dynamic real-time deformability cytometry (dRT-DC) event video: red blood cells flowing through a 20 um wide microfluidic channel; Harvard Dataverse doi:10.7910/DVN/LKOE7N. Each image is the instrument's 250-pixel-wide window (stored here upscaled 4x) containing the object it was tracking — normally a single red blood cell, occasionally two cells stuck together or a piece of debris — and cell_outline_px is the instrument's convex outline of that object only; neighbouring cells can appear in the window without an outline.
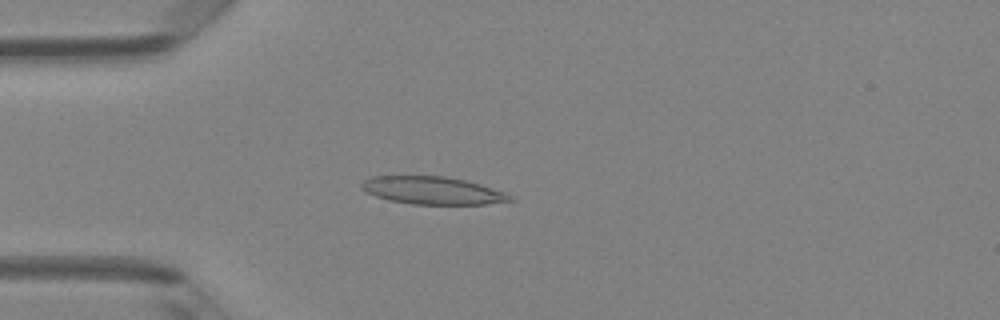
{"species": "Egyptian fruit bat (a non-hibernating species)", "species_latin": "Rousettus aegyptiacus", "temperature_condition": "room temperature", "stored_images_in_passage": 48, "camera_frame_rate_fps": 3000, "um_per_image_px": 0.085, "animal": {"sex": "female"}, "frame": {"image": 1, "passage_image": 13, "time_ms": 4.0, "image_size_px": [1000, 320], "cell_outline_px": [[516, 200], [488, 204], [412, 204], [388, 200], [376, 196], [360, 188], [360, 184], [364, 180], [372, 176], [444, 176], [464, 180], [480, 184], [504, 192], [512, 196]], "centroid_in_image_um": [36.77, 16.19], "position_along_channel_um": 48.2, "area_um2": 23.87}}
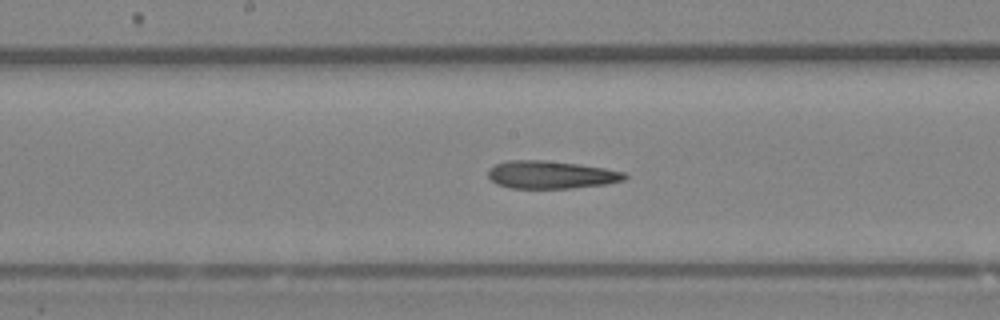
{"frame": {"image": 2, "passage_image": 25, "time_ms": 8.0, "image_size_px": [1000, 320], "cell_outline_px": [[628, 176], [624, 180], [604, 184], [572, 188], [508, 188], [496, 184], [488, 176], [488, 172], [496, 164], [508, 160], [544, 160], [576, 164], [604, 168], [624, 172]], "centroid_in_image_um": [46.82, 14.86], "position_along_channel_um": 201.4, "area_um2": 21.91}}
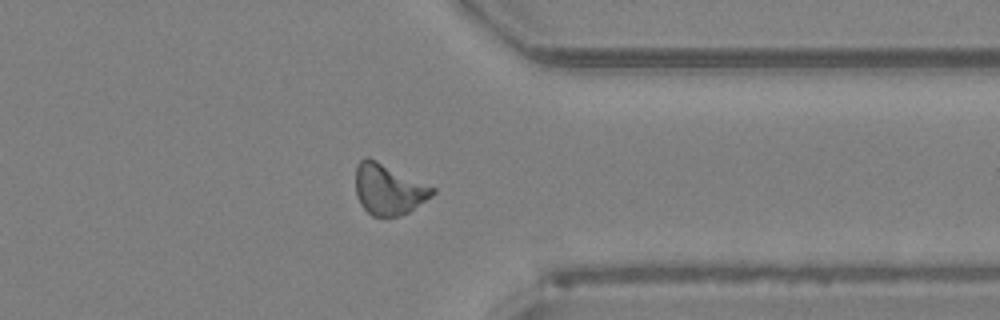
{"frame": {"image": 3, "passage_image": 38, "time_ms": 12.333, "image_size_px": [1000, 320], "cell_outline_px": [[436, 192], [432, 196], [408, 212], [400, 216], [372, 216], [360, 204], [356, 196], [356, 164], [364, 156], [368, 156], [436, 188]], "centroid_in_image_um": [33.01, 16.08], "position_along_channel_um": 378.4, "area_um2": 22.77}, "authors_computed_cell_mechanics": {"area_um2": 22.7732, "velocity_mm_per_s": 4.2001, "shape_relaxation_time_tau1_ms": 6.2863, "shape_relaxation_time_tau2_ms": 3.3195, "deformation_change_tau1": 0.1837, "deformation_change_tau2": 0.1569}}